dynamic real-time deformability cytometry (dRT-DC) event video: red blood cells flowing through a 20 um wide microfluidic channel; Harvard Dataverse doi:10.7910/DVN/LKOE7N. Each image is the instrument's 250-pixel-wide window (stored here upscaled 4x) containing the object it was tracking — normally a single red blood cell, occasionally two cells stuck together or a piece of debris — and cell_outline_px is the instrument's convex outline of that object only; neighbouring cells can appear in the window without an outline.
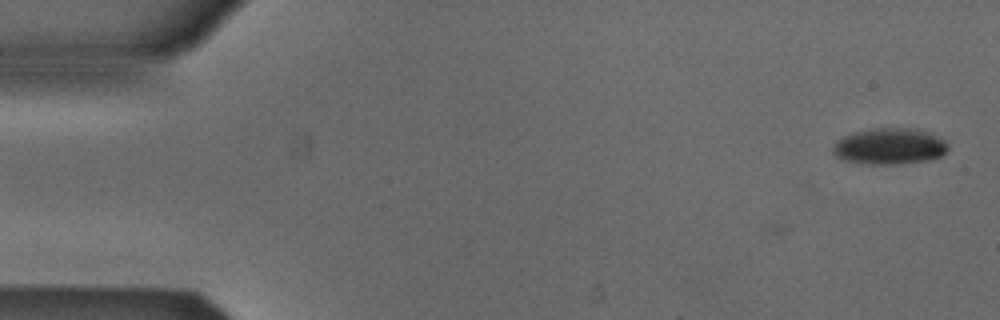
{"species": "Egyptian fruit bat (a non-hibernating species)", "species_latin": "Rousettus aegyptiacus", "temperature_condition": "cold", "stored_images_in_passage": 2, "camera_frame_rate_fps": 3000, "um_per_image_px": 0.085, "animal": {"sex": "male"}, "frame": {"image": 1, "passage_image": 2, "time_ms": 0.333, "image_size_px": [1000, 320], "cell_outline_px": [[948, 148], [940, 156], [928, 160], [896, 164], [864, 164], [844, 160], [836, 156], [832, 152], [832, 148], [836, 140], [852, 132], [876, 128], [916, 128], [928, 132], [944, 140]], "centroid_in_image_um": [75.57, 12.43], "position_along_channel_um": 9.4, "area_um2": 24.28}}